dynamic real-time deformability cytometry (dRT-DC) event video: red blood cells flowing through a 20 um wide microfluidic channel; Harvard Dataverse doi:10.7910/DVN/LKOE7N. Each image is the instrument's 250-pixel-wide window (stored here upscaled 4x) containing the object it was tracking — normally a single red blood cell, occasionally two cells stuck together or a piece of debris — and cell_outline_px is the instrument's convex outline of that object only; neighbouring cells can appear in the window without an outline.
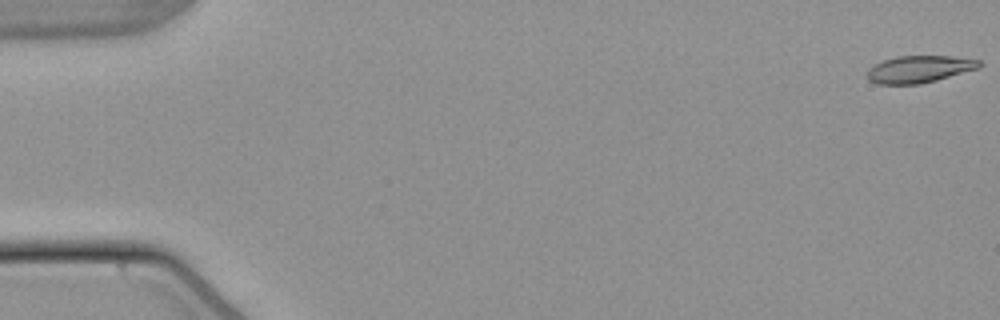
{"species": "common noctule bat (a hibernating species)", "species_latin": "Nyctalus noctula", "temperature_condition": "warm", "stored_images_in_passage": 54, "camera_frame_rate_fps": 3000, "um_per_image_px": 0.085, "animal": {"sex": "male", "body_mass_g": 21.5, "forearm_length_mm": 52.0}, "frame": {"image": 1, "passage_image": 1, "time_ms": 0.0, "image_size_px": [1000, 320], "cell_outline_px": [[984, 64], [980, 68], [936, 80], [920, 84], [876, 84], [868, 80], [868, 68], [884, 60], [896, 56], [952, 56], [980, 60]], "centroid_in_image_um": [78.17, 5.88], "position_along_channel_um": 6.8, "area_um2": 17.74}}
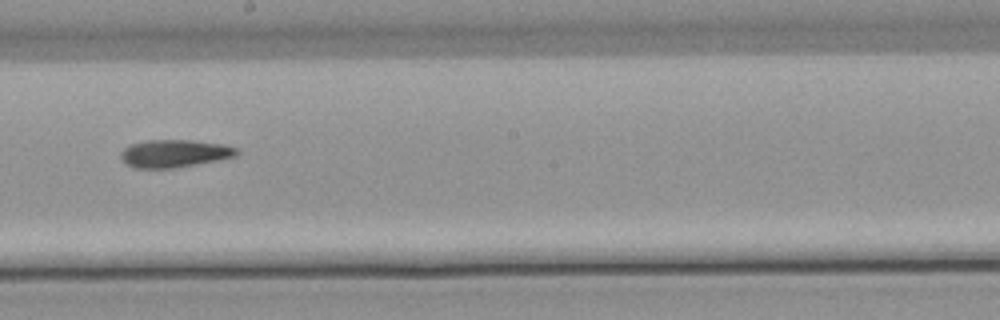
{"frame": {"image": 2, "passage_image": 31, "time_ms": 10.0, "image_size_px": [1000, 320], "cell_outline_px": [[240, 152], [236, 156], [176, 168], [136, 168], [120, 160], [120, 152], [128, 144], [148, 140], [192, 140], [224, 144], [236, 148]], "centroid_in_image_um": [14.8, 13.04], "position_along_channel_um": 233.4, "area_um2": 18.79}}
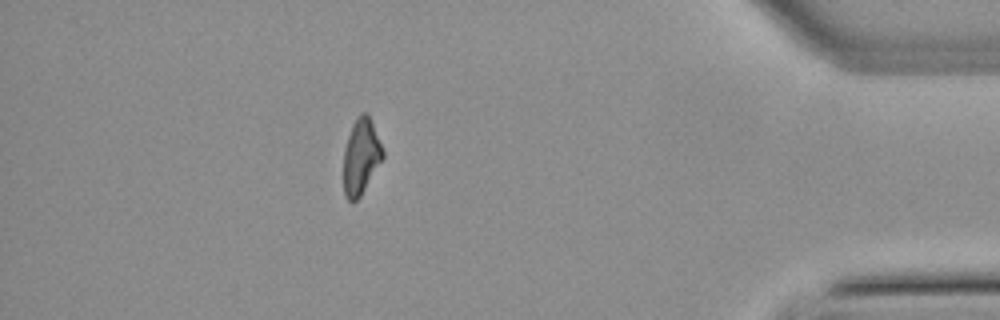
{"frame": {"image": 3, "passage_image": 48, "time_ms": 15.667, "image_size_px": [1000, 320], "cell_outline_px": [[384, 156], [360, 196], [352, 204], [344, 196], [344, 148], [352, 124], [356, 116], [360, 112], [368, 112], [384, 152]], "centroid_in_image_um": [30.67, 13.28], "position_along_channel_um": 404.5, "area_um2": 17.28}}